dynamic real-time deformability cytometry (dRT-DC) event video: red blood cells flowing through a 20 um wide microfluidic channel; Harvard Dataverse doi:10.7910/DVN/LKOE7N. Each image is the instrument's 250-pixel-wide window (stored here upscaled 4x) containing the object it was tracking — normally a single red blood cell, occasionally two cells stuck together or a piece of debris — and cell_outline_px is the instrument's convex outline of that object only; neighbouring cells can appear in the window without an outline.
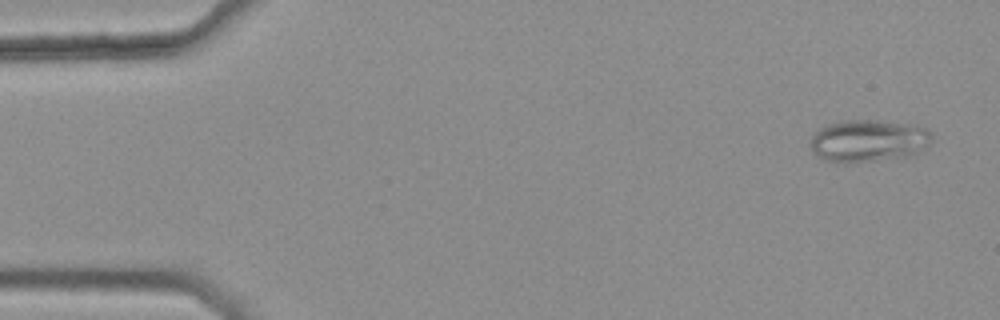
{"species": "common noctule bat (a hibernating species)", "species_latin": "Nyctalus noctula", "temperature_condition": "warm", "stored_images_in_passage": 4, "camera_frame_rate_fps": 3000, "um_per_image_px": 0.085, "animal": {"sex": "female", "body_mass_g": 25.1}, "frame": {"image": 1, "passage_image": 1, "time_ms": 0.0, "image_size_px": [1000, 320], "cell_outline_px": [[932, 140], [928, 144], [916, 152], [904, 156], [848, 164], [844, 164], [828, 160], [820, 156], [808, 144], [812, 136], [820, 128], [828, 124], [840, 120], [880, 120], [908, 124], [928, 128], [932, 132]], "centroid_in_image_um": [73.8, 11.95], "position_along_channel_um": 11.2, "area_um2": 29.77}}